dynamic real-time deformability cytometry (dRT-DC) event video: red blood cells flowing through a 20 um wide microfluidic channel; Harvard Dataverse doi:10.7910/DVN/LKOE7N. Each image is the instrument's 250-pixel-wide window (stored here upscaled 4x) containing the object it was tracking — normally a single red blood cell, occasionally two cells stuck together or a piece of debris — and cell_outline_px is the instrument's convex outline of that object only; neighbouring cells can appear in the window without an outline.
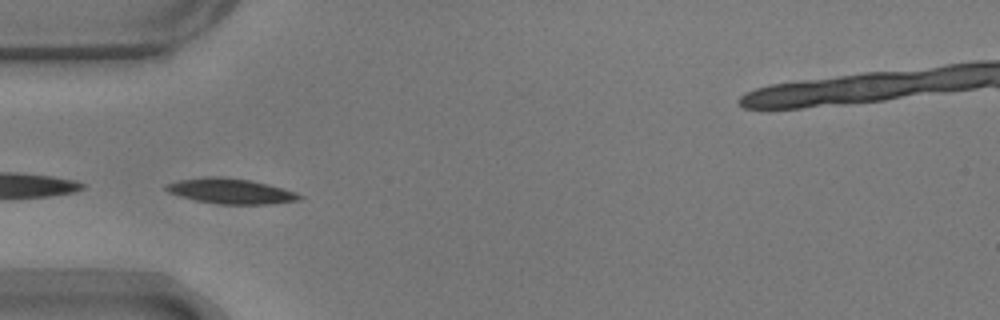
{"species": "common noctule bat (a hibernating species)", "species_latin": "Nyctalus noctula", "temperature_condition": "warm", "stored_images_in_passage": 36, "camera_frame_rate_fps": 3000, "um_per_image_px": 0.085, "animal": {"sex": "male", "body_mass_g": 17.9}, "frame": {"image": 1, "passage_image": 5, "time_ms": 1.333, "image_size_px": [1000, 320], "cell_outline_px": [[304, 196], [300, 200], [272, 204], [220, 204], [196, 200], [180, 196], [168, 192], [164, 188], [164, 184], [180, 180], [208, 176], [216, 176], [248, 180], [268, 184], [284, 188], [296, 192]], "centroid_in_image_um": [19.63, 16.25], "position_along_channel_um": 65.4, "area_um2": 19.59}}
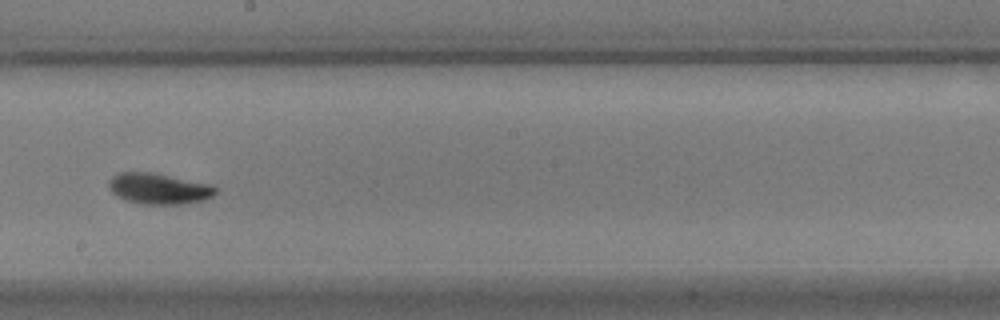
{"frame": {"image": 2, "passage_image": 19, "time_ms": 6.0, "image_size_px": [1000, 320], "cell_outline_px": [[216, 192], [212, 196], [204, 200], [184, 204], [144, 204], [124, 200], [116, 196], [108, 188], [108, 180], [116, 172], [152, 172], [212, 184], [216, 188]], "centroid_in_image_um": [13.47, 16.03], "position_along_channel_um": 234.7, "area_um2": 19.48}}
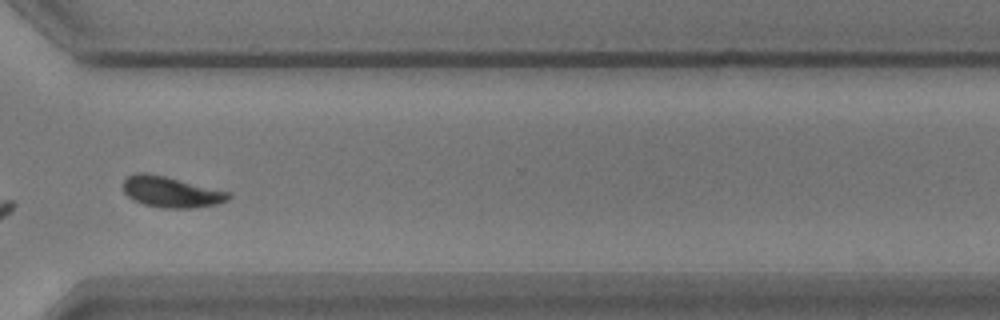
{"frame": {"image": 3, "passage_image": 29, "time_ms": 9.333, "image_size_px": [1000, 320], "cell_outline_px": [[232, 196], [228, 200], [216, 204], [192, 208], [164, 208], [144, 204], [132, 200], [124, 192], [124, 180], [128, 176], [136, 172], [144, 172], [164, 176], [228, 192]], "centroid_in_image_um": [14.51, 16.32], "position_along_channel_um": 356.1, "area_um2": 18.67}, "authors_computed_cell_mechanics": {"area_um2": 18.4093, "velocity_mm_per_s": 3.6382, "shape_relaxation_time_tau1_ms": 1.9889, "shape_relaxation_time_tau2_ms": 6.3743, "deformation_change_tau1": 0.1034, "deformation_change_tau2": 0.1217}}